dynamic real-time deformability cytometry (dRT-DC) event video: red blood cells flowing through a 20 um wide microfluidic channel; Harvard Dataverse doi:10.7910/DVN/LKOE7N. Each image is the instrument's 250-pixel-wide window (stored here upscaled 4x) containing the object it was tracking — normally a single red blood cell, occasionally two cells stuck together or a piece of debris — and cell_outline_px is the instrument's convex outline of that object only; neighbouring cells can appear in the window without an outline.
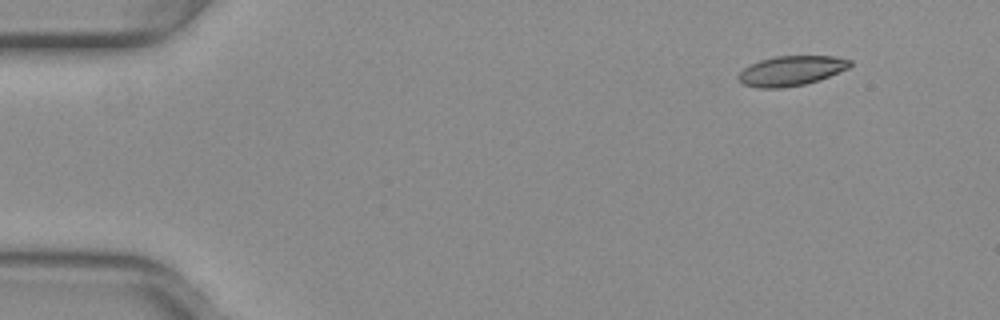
{"species": "common noctule bat (a hibernating species)", "species_latin": "Nyctalus noctula", "temperature_condition": "warm", "stored_images_in_passage": 11, "camera_frame_rate_fps": 3000, "um_per_image_px": 0.085, "animal": {"sex": "female", "body_mass_g": 29.2, "forearm_length_mm": 56.3}, "frame": {"image": 1, "passage_image": 1, "time_ms": 0.0, "image_size_px": [1000, 320], "cell_outline_px": [[852, 64], [848, 68], [820, 80], [804, 84], [780, 88], [756, 88], [744, 84], [736, 76], [744, 68], [760, 60], [776, 56], [836, 56], [852, 60]], "centroid_in_image_um": [67.27, 6.01], "position_along_channel_um": 17.7, "area_um2": 19.36}}